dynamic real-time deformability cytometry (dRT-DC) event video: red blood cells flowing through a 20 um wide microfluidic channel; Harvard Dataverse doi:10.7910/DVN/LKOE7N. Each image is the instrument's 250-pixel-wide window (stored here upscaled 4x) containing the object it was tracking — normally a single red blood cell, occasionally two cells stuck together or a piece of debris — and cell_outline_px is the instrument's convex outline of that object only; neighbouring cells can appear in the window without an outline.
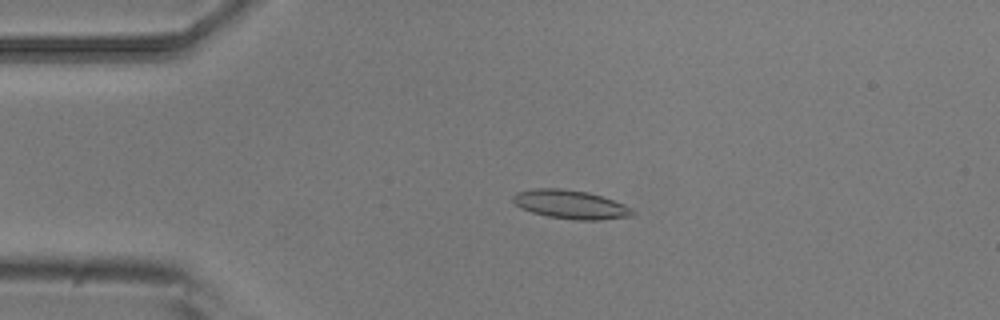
{"species": "common noctule bat (a hibernating species)", "species_latin": "Nyctalus noctula", "temperature_condition": "room temperature", "stored_images_in_passage": 5, "camera_frame_rate_fps": 3000, "um_per_image_px": 0.085, "animal": {"sex": "male", "body_mass_g": 20.5, "forearm_length_mm": 52.5}, "frame": {"image": 1, "passage_image": 4, "time_ms": 1.0, "image_size_px": [1000, 320], "cell_outline_px": [[636, 212], [632, 216], [600, 220], [576, 220], [548, 216], [532, 212], [520, 208], [512, 200], [512, 196], [516, 192], [532, 188], [560, 188], [588, 192], [624, 204], [632, 208]], "centroid_in_image_um": [48.49, 17.38], "position_along_channel_um": 36.5, "area_um2": 20.06}}